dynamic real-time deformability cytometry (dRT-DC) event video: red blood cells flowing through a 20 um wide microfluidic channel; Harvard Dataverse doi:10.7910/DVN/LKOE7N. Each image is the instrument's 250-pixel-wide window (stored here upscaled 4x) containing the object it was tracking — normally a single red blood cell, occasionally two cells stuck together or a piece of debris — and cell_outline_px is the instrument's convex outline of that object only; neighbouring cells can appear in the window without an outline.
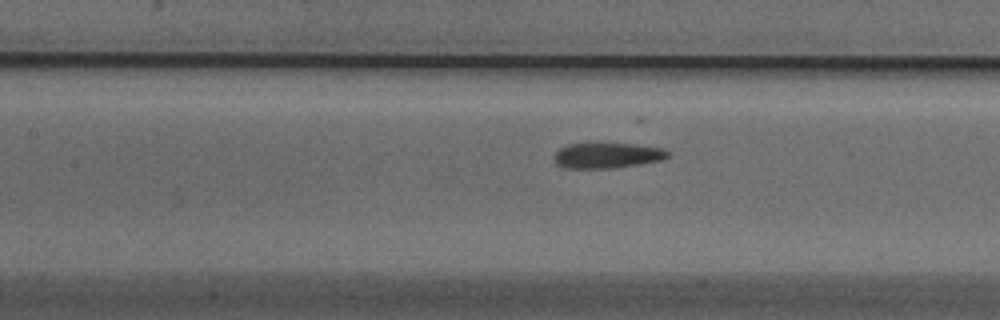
{"species": "Egyptian fruit bat (a non-hibernating species)", "species_latin": "Rousettus aegyptiacus", "temperature_condition": "cold", "stored_images_in_passage": 21, "camera_frame_rate_fps": 3000, "um_per_image_px": 0.085, "animal": {"sex": "male"}, "frame": {"image": 1, "passage_image": 18, "time_ms": 5.667, "image_size_px": [1000, 320], "cell_outline_px": [[672, 156], [664, 160], [640, 164], [612, 168], [564, 168], [556, 164], [552, 156], [560, 148], [568, 144], [588, 140], [636, 144], [664, 148], [672, 152]], "centroid_in_image_um": [51.63, 13.16], "position_along_channel_um": 155.8, "area_um2": 18.09}}